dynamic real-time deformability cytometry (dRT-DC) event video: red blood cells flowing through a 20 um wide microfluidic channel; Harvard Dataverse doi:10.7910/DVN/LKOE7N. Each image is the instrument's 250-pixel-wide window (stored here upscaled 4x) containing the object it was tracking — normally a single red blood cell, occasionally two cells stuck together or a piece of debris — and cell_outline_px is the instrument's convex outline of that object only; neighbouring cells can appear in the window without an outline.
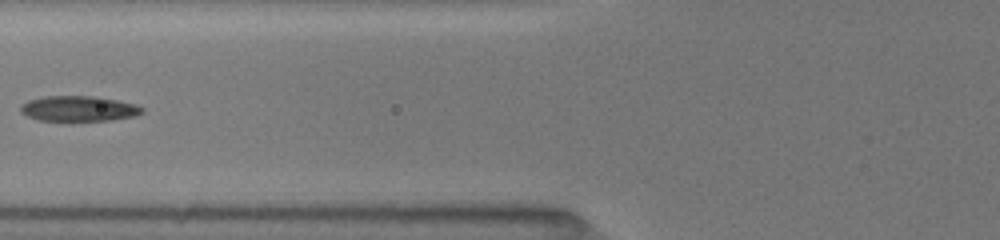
{"species": "common noctule bat (a hibernating species)", "species_latin": "Nyctalus noctula", "temperature_condition": "room temperature", "stored_images_in_passage": 15, "camera_frame_rate_fps": 3000, "um_per_image_px": 0.085, "animal": {"sex": "female", "body_mass_g": 19.5, "forearm_length_mm": 54.1}, "frame": {"image": 1, "passage_image": 3, "time_ms": 1.333, "image_size_px": [1000, 240], "cell_outline_px": [[144, 112], [136, 116], [112, 120], [40, 120], [28, 116], [20, 112], [20, 108], [28, 100], [44, 96], [96, 96], [136, 104], [144, 108]], "centroid_in_image_um": [6.73, 9.22], "position_along_channel_um": 119.1, "area_um2": 17.86}}
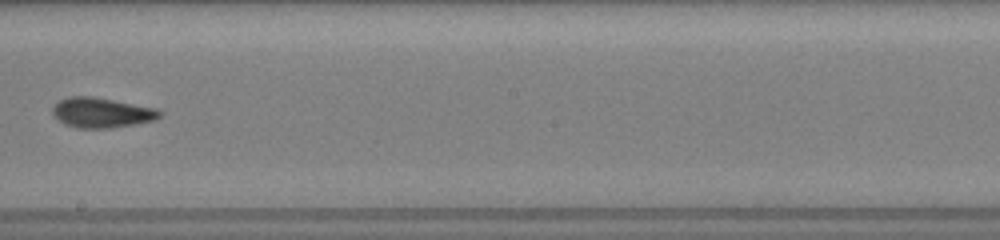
{"frame": {"image": 2, "passage_image": 7, "time_ms": 4.333, "image_size_px": [1000, 240], "cell_outline_px": [[164, 112], [156, 120], [108, 128], [76, 128], [64, 124], [52, 112], [52, 108], [60, 100], [68, 96], [92, 96], [156, 108]], "centroid_in_image_um": [8.65, 9.57], "position_along_channel_um": 239.6, "area_um2": 18.61}, "authors_computed_cell_mechanics": {"area_um2": 17.9758, "velocity_mm_per_s": 4.0166, "shape_relaxation_time_tau1_ms": 3.6306, "shape_relaxation_time_tau2_ms": 2.1188, "deformation_change_tau1": 0.1453, "deformation_change_tau2": 0.0904}}